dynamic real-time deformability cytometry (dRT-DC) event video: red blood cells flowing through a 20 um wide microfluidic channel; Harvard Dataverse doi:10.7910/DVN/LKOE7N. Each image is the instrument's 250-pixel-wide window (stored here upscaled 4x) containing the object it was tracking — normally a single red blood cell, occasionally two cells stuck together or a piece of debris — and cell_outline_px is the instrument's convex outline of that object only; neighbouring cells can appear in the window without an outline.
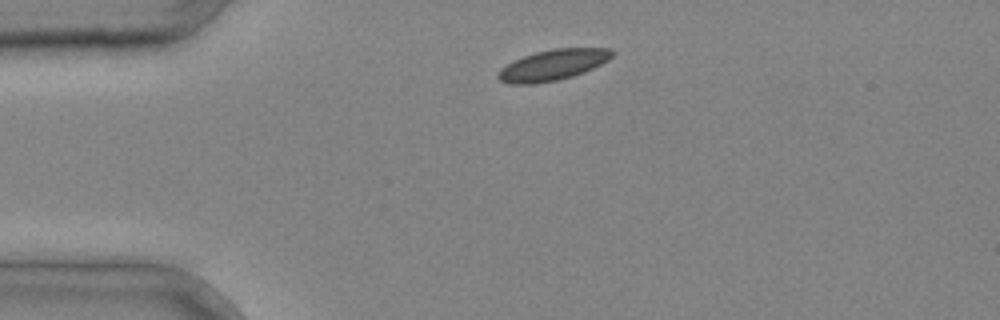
{"species": "common noctule bat (a hibernating species)", "species_latin": "Nyctalus noctula", "temperature_condition": "cold", "stored_images_in_passage": 2, "camera_frame_rate_fps": 3000, "um_per_image_px": 0.085, "animal": {"sex": "male", "body_mass_g": 20.4}, "frame": {"image": 1, "passage_image": 1, "time_ms": 0.0, "image_size_px": [1000, 320], "cell_outline_px": [[616, 52], [608, 60], [584, 72], [572, 76], [556, 80], [536, 84], [508, 84], [500, 80], [496, 76], [496, 72], [500, 68], [524, 56], [536, 52], [552, 48], [612, 48]], "centroid_in_image_um": [46.99, 5.52], "position_along_channel_um": 38.0, "area_um2": 20.46}}